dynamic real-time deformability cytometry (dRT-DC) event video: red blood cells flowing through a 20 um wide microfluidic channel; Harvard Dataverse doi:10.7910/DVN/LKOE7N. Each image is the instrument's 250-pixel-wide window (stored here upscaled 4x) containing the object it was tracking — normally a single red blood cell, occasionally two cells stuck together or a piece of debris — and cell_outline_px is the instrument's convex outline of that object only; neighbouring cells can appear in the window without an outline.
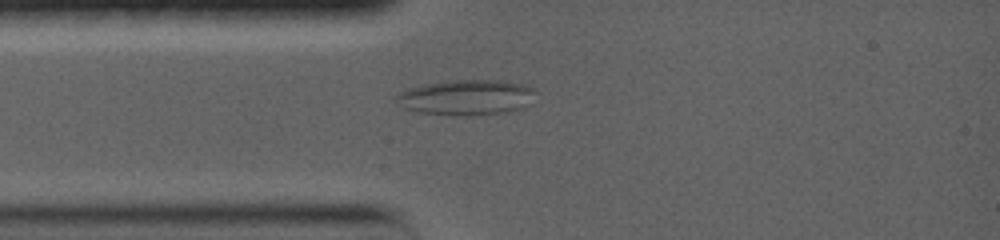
{"species": "common noctule bat (a hibernating species)", "species_latin": "Nyctalus noctula", "temperature_condition": "warm", "stored_images_in_passage": 1, "camera_frame_rate_fps": 5000, "um_per_image_px": 0.085, "animal": {"sex": "female", "body_mass_g": 19.0, "forearm_length_mm": 56.7}, "frame": {"image": 1, "passage_image": 1, "time_ms": 0.0, "image_size_px": [1000, 240], "cell_outline_px": [[536, 88], [528, 104], [520, 108], [508, 112], [468, 116], [452, 116], [420, 112], [404, 108], [392, 100], [392, 96], [408, 88], [420, 84], [452, 80], [504, 80], [524, 84]], "centroid_in_image_um": [39.57, 8.27], "position_along_channel_um": 45.4, "area_um2": 29.25}}